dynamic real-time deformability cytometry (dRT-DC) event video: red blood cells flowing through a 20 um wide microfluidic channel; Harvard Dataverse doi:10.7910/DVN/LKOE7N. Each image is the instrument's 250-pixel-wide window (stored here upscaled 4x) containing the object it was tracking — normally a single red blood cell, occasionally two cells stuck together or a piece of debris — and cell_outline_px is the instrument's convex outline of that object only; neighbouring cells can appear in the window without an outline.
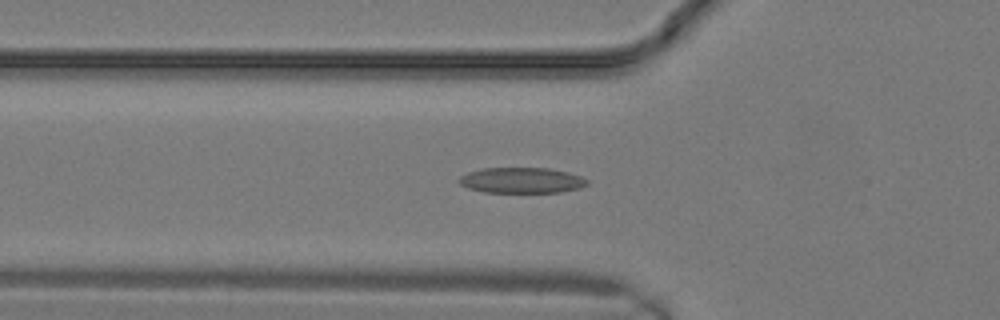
{"species": "common noctule bat (a hibernating species)", "species_latin": "Nyctalus noctula", "temperature_condition": "warm", "stored_images_in_passage": 13, "camera_frame_rate_fps": 3000, "um_per_image_px": 0.085, "animal": {"sex": "male", "body_mass_g": 19.2, "forearm_length_mm": 51.8}, "frame": {"image": 1, "passage_image": 3, "time_ms": 0.667, "image_size_px": [1000, 320], "cell_outline_px": [[588, 184], [580, 188], [560, 192], [484, 192], [468, 188], [460, 184], [456, 180], [460, 176], [468, 172], [484, 168], [548, 168], [568, 172], [580, 176], [588, 180]], "centroid_in_image_um": [44.32, 15.32], "position_along_channel_um": 81.5, "area_um2": 19.13}}
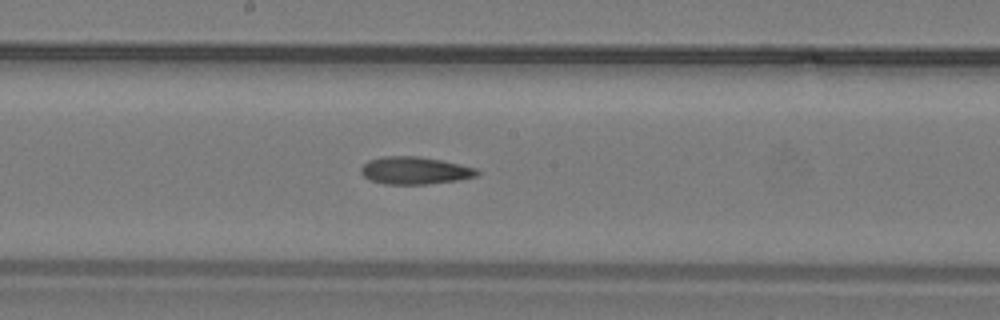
{"frame": {"image": 2, "passage_image": 8, "time_ms": 2.333, "image_size_px": [1000, 320], "cell_outline_px": [[480, 172], [476, 176], [460, 180], [428, 184], [384, 184], [368, 180], [360, 172], [360, 168], [368, 160], [384, 156], [416, 156], [440, 160], [460, 164], [476, 168]], "centroid_in_image_um": [35.24, 14.5], "position_along_channel_um": 213.0, "area_um2": 18.67}}
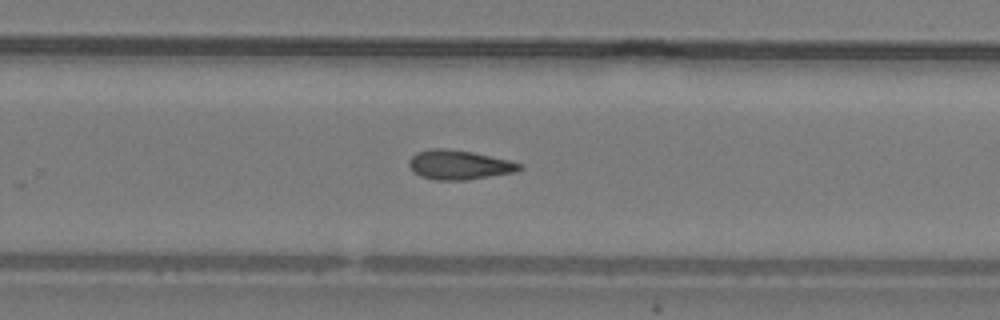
{"frame": {"image": 3, "passage_image": 11, "time_ms": 3.333, "image_size_px": [1000, 320], "cell_outline_px": [[524, 168], [516, 172], [468, 180], [436, 180], [420, 176], [412, 172], [408, 164], [408, 160], [416, 152], [428, 148], [444, 148], [472, 152], [508, 160], [524, 164]], "centroid_in_image_um": [39.01, 14.01], "position_along_channel_um": 290.8, "area_um2": 19.19}}